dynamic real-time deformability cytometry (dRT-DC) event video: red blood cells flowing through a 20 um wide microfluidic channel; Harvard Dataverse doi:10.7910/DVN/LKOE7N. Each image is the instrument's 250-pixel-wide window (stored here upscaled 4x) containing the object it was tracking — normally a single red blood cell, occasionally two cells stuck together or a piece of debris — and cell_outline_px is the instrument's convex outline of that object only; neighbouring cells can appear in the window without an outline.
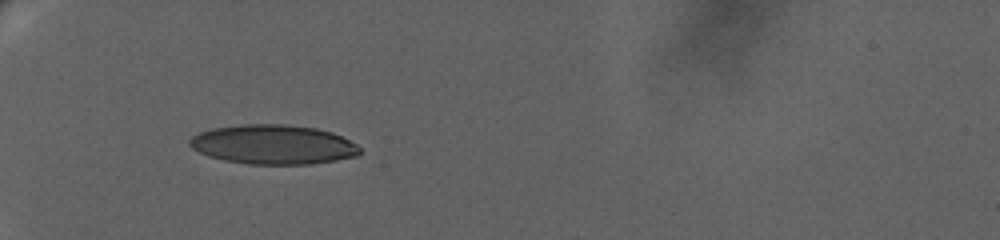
{"species": "human", "species_latin": "Homo sapiens", "temperature_condition": "warm", "stored_images_in_passage": 16, "camera_frame_rate_fps": 3000, "um_per_image_px": 0.085, "donor": {"sex": "female"}, "frame": {"image": 1, "passage_image": 1, "time_ms": 0.0, "image_size_px": [1000, 240], "cell_outline_px": [[360, 152], [356, 156], [336, 160], [312, 164], [252, 164], [224, 160], [208, 156], [192, 148], [188, 144], [188, 140], [192, 136], [200, 132], [212, 128], [244, 124], [288, 124], [316, 128], [332, 132], [356, 144], [360, 148]], "centroid_in_image_um": [23.21, 12.28], "position_along_channel_um": 61.8, "area_um2": 39.07}}
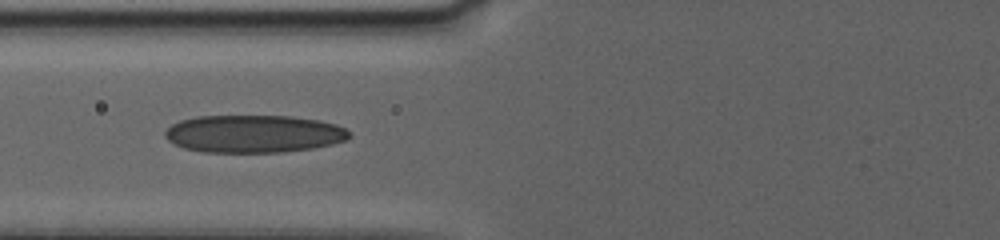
{"frame": {"image": 2, "passage_image": 10, "time_ms": 2.0, "image_size_px": [1000, 240], "cell_outline_px": [[352, 136], [344, 140], [332, 144], [312, 148], [280, 152], [204, 152], [184, 148], [172, 144], [164, 136], [164, 132], [172, 124], [180, 120], [196, 116], [292, 116], [320, 120], [336, 124], [344, 128]], "centroid_in_image_um": [21.53, 11.37], "position_along_channel_um": 104.3, "area_um2": 40.52}}
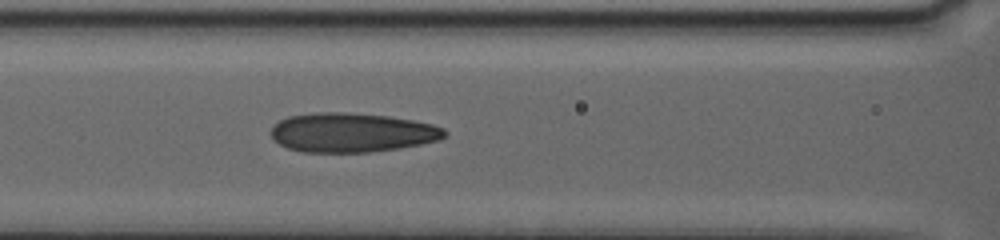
{"frame": {"image": 3, "passage_image": 14, "time_ms": 3.0, "image_size_px": [1000, 240], "cell_outline_px": [[448, 132], [440, 140], [400, 148], [368, 152], [304, 152], [288, 148], [280, 144], [272, 136], [272, 124], [288, 116], [316, 112], [344, 112], [388, 116], [412, 120], [432, 124], [444, 128]], "centroid_in_image_um": [29.92, 11.26], "position_along_channel_um": 136.7, "area_um2": 39.71}}